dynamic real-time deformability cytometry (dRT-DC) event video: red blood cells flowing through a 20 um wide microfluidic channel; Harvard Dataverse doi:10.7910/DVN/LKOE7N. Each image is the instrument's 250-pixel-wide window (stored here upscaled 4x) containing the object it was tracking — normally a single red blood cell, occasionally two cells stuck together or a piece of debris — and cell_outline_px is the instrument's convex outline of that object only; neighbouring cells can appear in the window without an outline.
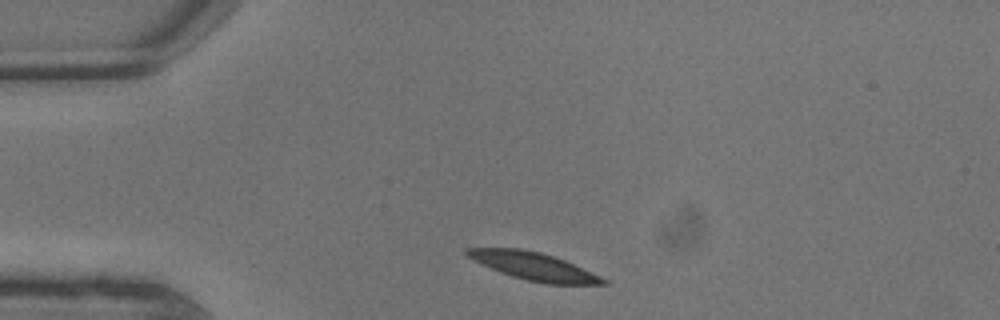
{"species": "common noctule bat (a hibernating species)", "species_latin": "Nyctalus noctula", "temperature_condition": "warm", "stored_images_in_passage": 6, "camera_frame_rate_fps": 3000, "um_per_image_px": 0.085, "animal": {"sex": "male", "body_mass_g": 13.3}, "frame": {"image": 1, "passage_image": 1, "time_ms": 0.0, "image_size_px": [1000, 320], "cell_outline_px": [[608, 284], [548, 284], [528, 280], [512, 276], [500, 272], [468, 256], [464, 252], [464, 248], [520, 248], [540, 252], [564, 260], [600, 276], [608, 280]], "centroid_in_image_um": [45.38, 22.63], "position_along_channel_um": 39.6, "area_um2": 21.5}}
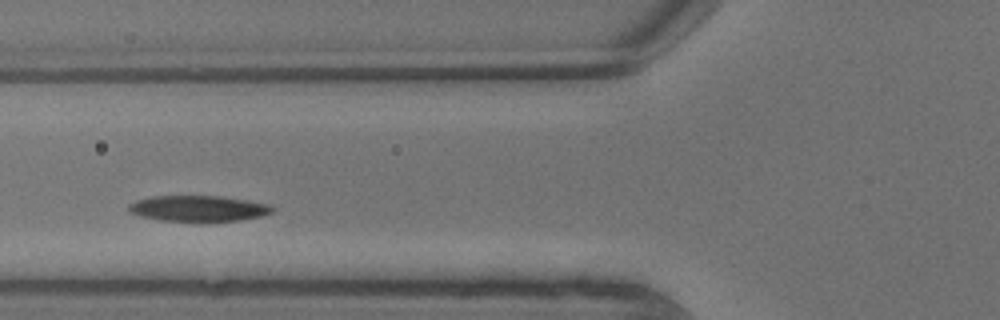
{"frame": {"image": 2, "passage_image": 4, "time_ms": 1.0, "image_size_px": [1000, 320], "cell_outline_px": [[276, 208], [272, 212], [260, 216], [240, 220], [204, 224], [160, 220], [140, 216], [128, 212], [128, 204], [136, 200], [152, 196], [220, 196], [248, 200], [272, 204]], "centroid_in_image_um": [16.88, 17.75], "position_along_channel_um": 108.9, "area_um2": 22.6}}
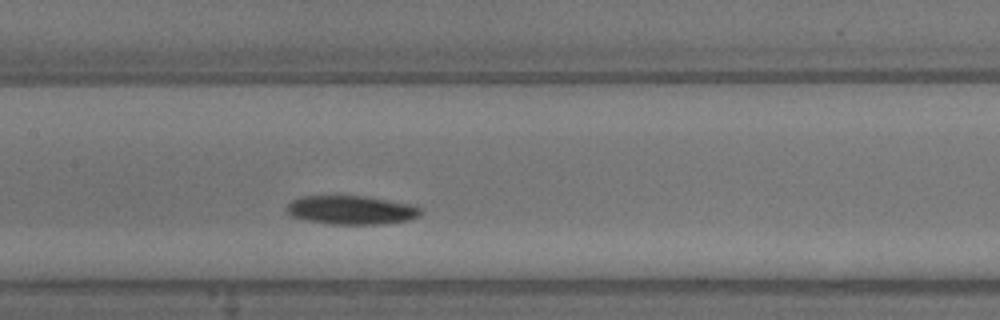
{"frame": {"image": 3, "passage_image": 6, "time_ms": 1.667, "image_size_px": [1000, 320], "cell_outline_px": [[424, 208], [420, 216], [408, 220], [384, 224], [324, 224], [304, 220], [288, 216], [284, 208], [292, 200], [300, 196], [364, 196], [416, 204]], "centroid_in_image_um": [29.86, 17.86], "position_along_channel_um": 177.5, "area_um2": 23.12}}